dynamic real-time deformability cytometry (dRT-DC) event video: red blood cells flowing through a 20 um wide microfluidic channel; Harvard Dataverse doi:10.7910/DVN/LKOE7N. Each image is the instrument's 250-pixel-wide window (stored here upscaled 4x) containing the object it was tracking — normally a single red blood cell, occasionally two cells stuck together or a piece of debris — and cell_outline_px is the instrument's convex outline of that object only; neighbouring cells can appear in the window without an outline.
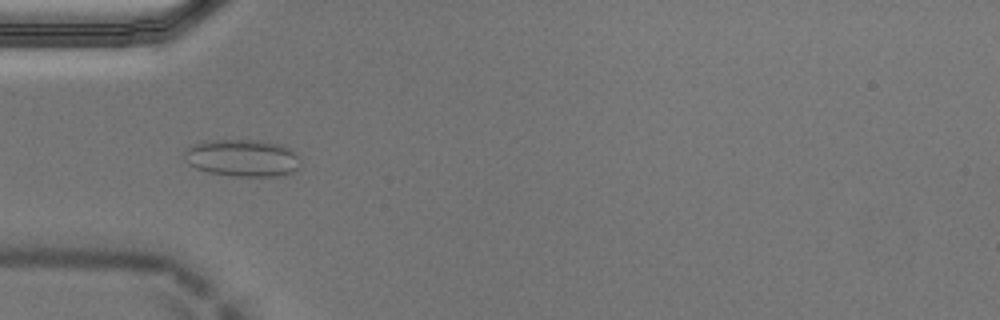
{"species": "Egyptian fruit bat (a non-hibernating species)", "species_latin": "Rousettus aegyptiacus", "temperature_condition": "cold", "stored_images_in_passage": 53, "camera_frame_rate_fps": 3000, "um_per_image_px": 0.085, "animal": {"sex": "male"}, "frame": {"image": 1, "passage_image": 16, "time_ms": 5.0, "image_size_px": [1000, 320], "cell_outline_px": [[300, 168], [292, 172], [280, 176], [232, 176], [208, 172], [196, 168], [188, 164], [184, 160], [184, 152], [188, 148], [204, 140], [260, 140], [280, 144], [296, 152], [300, 160]], "centroid_in_image_um": [20.62, 13.43], "position_along_channel_um": 64.4, "area_um2": 25.37}}
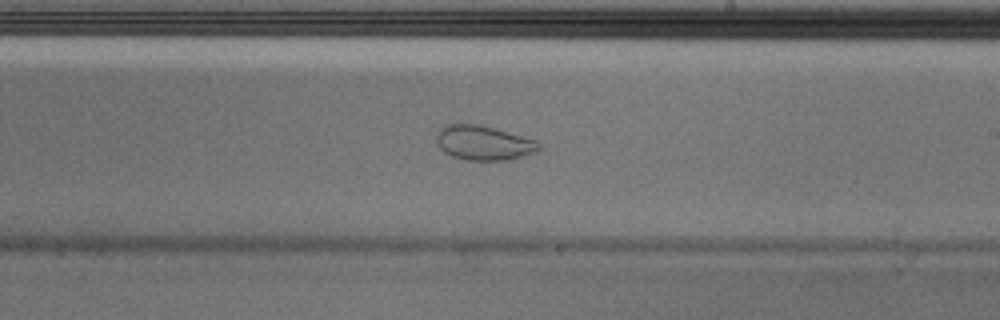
{"frame": {"image": 2, "passage_image": 31, "time_ms": 10.0, "image_size_px": [1000, 320], "cell_outline_px": [[540, 148], [536, 152], [508, 160], [468, 160], [452, 156], [444, 152], [436, 144], [436, 136], [440, 128], [444, 124], [476, 124], [492, 128], [536, 140], [540, 144]], "centroid_in_image_um": [41.07, 12.15], "position_along_channel_um": 247.9, "area_um2": 20.46}}